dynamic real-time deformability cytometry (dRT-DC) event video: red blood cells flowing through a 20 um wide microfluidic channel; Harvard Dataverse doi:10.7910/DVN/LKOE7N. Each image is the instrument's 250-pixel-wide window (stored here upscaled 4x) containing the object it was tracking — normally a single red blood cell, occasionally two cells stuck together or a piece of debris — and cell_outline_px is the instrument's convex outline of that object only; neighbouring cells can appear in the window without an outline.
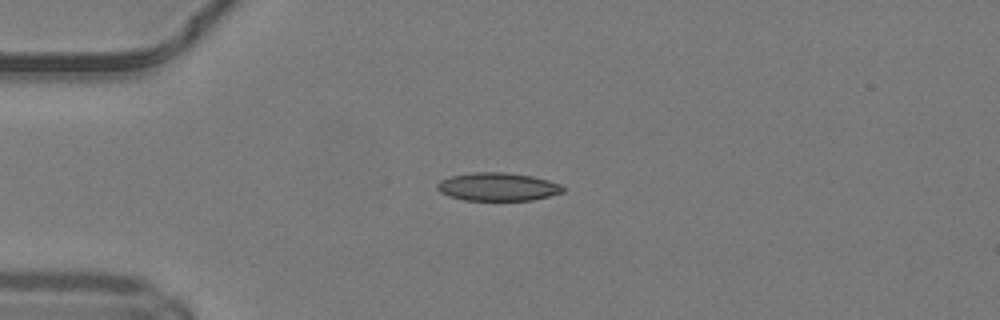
{"species": "common noctule bat (a hibernating species)", "species_latin": "Nyctalus noctula", "temperature_condition": "warm", "stored_images_in_passage": 38, "camera_frame_rate_fps": 3000, "um_per_image_px": 0.085, "animal": {"sex": "male", "body_mass_g": 19.2, "forearm_length_mm": 51.8}, "frame": {"image": 1, "passage_image": 1, "time_ms": 0.0, "image_size_px": [1000, 320], "cell_outline_px": [[564, 192], [532, 200], [464, 200], [448, 196], [440, 192], [436, 188], [436, 184], [440, 180], [448, 176], [472, 172], [504, 172], [532, 176], [548, 180], [560, 184], [564, 188]], "centroid_in_image_um": [42.26, 15.87], "position_along_channel_um": 42.7, "area_um2": 20.75}}
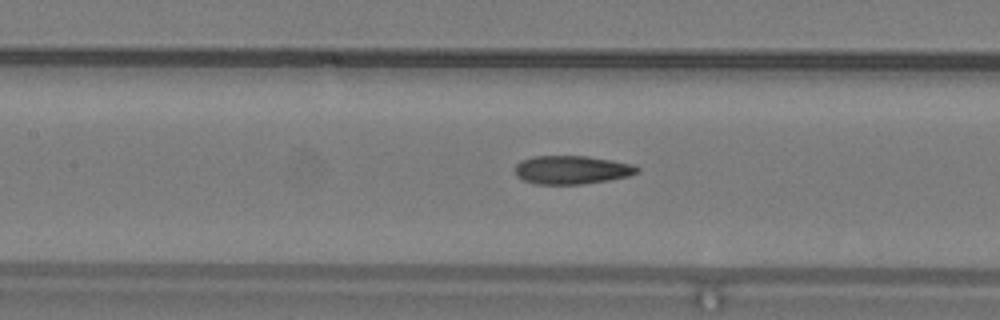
{"frame": {"image": 2, "passage_image": 11, "time_ms": 3.333, "image_size_px": [1000, 320], "cell_outline_px": [[640, 172], [628, 176], [608, 180], [584, 184], [536, 184], [524, 180], [516, 176], [516, 164], [520, 160], [532, 156], [588, 156], [612, 160], [632, 164], [640, 168]], "centroid_in_image_um": [48.61, 14.43], "position_along_channel_um": 158.8, "area_um2": 20.35}}
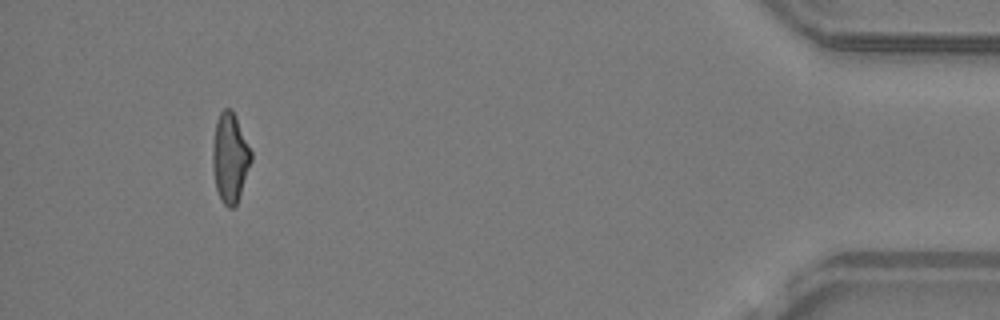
{"frame": {"image": 3, "passage_image": 34, "time_ms": 11.0, "image_size_px": [1000, 320], "cell_outline_px": [[252, 160], [236, 204], [232, 208], [228, 208], [224, 204], [216, 188], [212, 164], [212, 148], [216, 120], [220, 112], [224, 108], [232, 108], [236, 116], [252, 152]], "centroid_in_image_um": [19.55, 13.36], "position_along_channel_um": 415.7, "area_um2": 20.0}, "authors_computed_cell_mechanics": {"area_um2": 20.3456, "velocity_mm_per_s": 4.25, "shape_relaxation_time_tau1_ms": null, "shape_relaxation_time_tau2_ms": 2.3513, "deformation_change_tau1": null, "deformation_change_tau2": 0.0988}}